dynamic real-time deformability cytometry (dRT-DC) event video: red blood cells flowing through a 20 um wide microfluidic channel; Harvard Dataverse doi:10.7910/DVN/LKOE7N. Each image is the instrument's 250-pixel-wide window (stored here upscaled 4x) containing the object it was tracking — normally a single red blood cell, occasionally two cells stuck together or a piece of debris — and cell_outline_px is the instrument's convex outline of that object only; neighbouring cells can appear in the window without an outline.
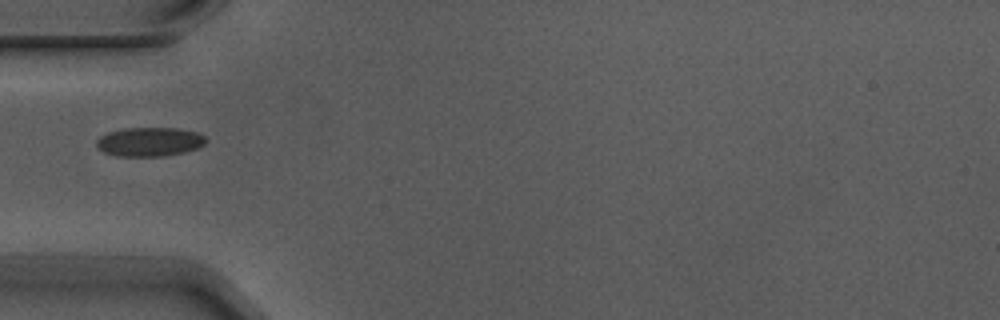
{"species": "Egyptian fruit bat (a non-hibernating species)", "species_latin": "Rousettus aegyptiacus", "temperature_condition": "warm", "stored_images_in_passage": 1, "camera_frame_rate_fps": 3000, "um_per_image_px": 0.085, "animal": {"sex": "male"}, "frame": {"image": 1, "passage_image": 1, "time_ms": 0.0, "image_size_px": [1000, 320], "cell_outline_px": [[208, 140], [204, 144], [196, 148], [184, 152], [164, 156], [116, 156], [104, 152], [96, 144], [96, 140], [100, 136], [108, 132], [124, 128], [176, 128], [196, 132], [204, 136]], "centroid_in_image_um": [12.7, 12.05], "position_along_channel_um": 72.3, "area_um2": 18.44}}